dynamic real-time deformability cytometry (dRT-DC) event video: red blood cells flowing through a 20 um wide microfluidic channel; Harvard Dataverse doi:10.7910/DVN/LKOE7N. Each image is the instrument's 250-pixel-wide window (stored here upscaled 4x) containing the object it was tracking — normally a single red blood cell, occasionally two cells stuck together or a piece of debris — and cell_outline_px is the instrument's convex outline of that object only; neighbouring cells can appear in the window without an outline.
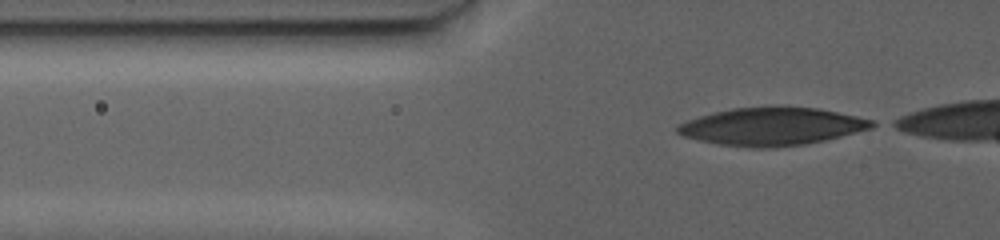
{"species": "human", "species_latin": "Homo sapiens", "temperature_condition": "warm", "stored_images_in_passage": 82, "camera_frame_rate_fps": 3000, "um_per_image_px": 0.085, "donor": {"sex": "female"}, "frame": {"image": 1, "passage_image": 2, "time_ms": 0.333, "image_size_px": [1000, 240], "cell_outline_px": [[876, 124], [868, 128], [824, 140], [804, 144], [764, 148], [752, 148], [720, 144], [700, 140], [684, 136], [676, 132], [676, 128], [680, 124], [688, 120], [700, 116], [732, 108], [816, 108], [856, 116], [872, 120]], "centroid_in_image_um": [65.56, 10.77], "position_along_channel_um": 60.2, "area_um2": 41.5}}
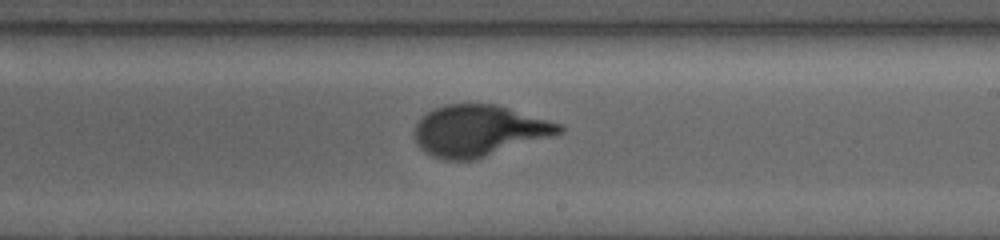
{"frame": {"image": 2, "passage_image": 36, "time_ms": 17.667, "image_size_px": [1000, 240], "cell_outline_px": [[564, 132], [552, 136], [476, 160], [444, 160], [432, 156], [424, 152], [420, 148], [416, 140], [416, 124], [428, 112], [436, 108], [448, 104], [496, 104], [564, 124]], "centroid_in_image_um": [40.76, 11.12], "position_along_channel_um": 248.2, "area_um2": 43.12}}
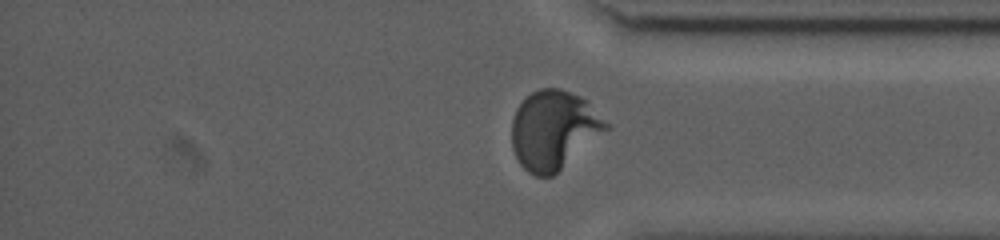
{"frame": {"image": 3, "passage_image": 70, "time_ms": 29.0, "image_size_px": [1000, 240], "cell_outline_px": [[612, 128], [552, 176], [536, 176], [528, 172], [520, 164], [512, 148], [512, 120], [516, 108], [532, 92], [540, 88], [560, 88], [580, 96], [588, 100], [612, 124]], "centroid_in_image_um": [47.13, 11.03], "position_along_channel_um": 388.1, "area_um2": 43.87}}